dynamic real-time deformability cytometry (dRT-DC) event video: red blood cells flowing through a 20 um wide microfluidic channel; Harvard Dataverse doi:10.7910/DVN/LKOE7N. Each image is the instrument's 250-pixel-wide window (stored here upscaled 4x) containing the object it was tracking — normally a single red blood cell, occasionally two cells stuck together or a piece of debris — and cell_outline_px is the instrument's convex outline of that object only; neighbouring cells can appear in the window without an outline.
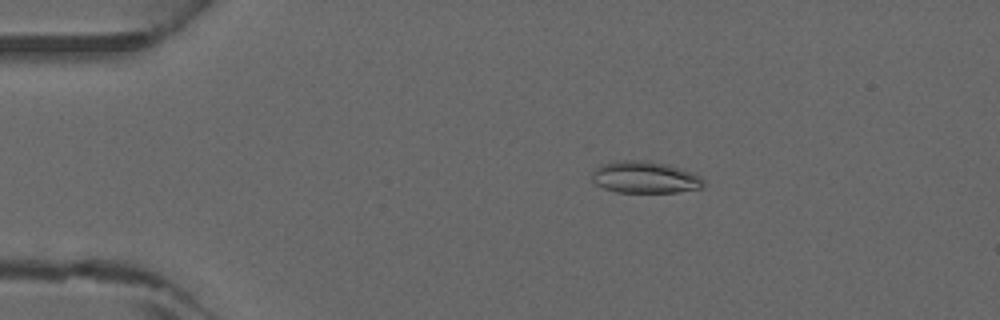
{"species": "common noctule bat (a hibernating species)", "species_latin": "Nyctalus noctula", "temperature_condition": "warm", "stored_images_in_passage": 4, "camera_frame_rate_fps": 3000, "um_per_image_px": 0.085, "animal": {"sex": "male", "forearm_length_mm": 52.5}, "frame": {"image": 1, "passage_image": 2, "time_ms": 0.333, "image_size_px": [1000, 320], "cell_outline_px": [[704, 188], [676, 192], [616, 192], [604, 188], [596, 184], [592, 180], [592, 172], [600, 164], [620, 160], [648, 160], [664, 164], [692, 172], [700, 176], [704, 180]], "centroid_in_image_um": [54.81, 15.07], "position_along_channel_um": 30.2, "area_um2": 20.75}}
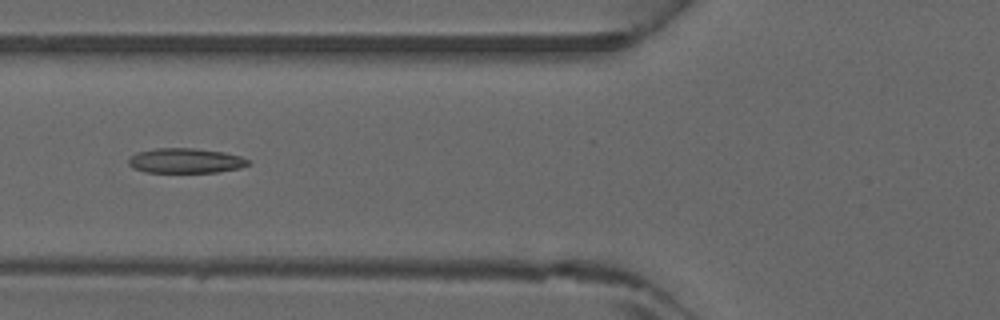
{"frame": {"image": 2, "passage_image": 4, "time_ms": 1.0, "image_size_px": [1000, 320], "cell_outline_px": [[248, 164], [240, 168], [220, 172], [148, 172], [132, 168], [128, 164], [128, 160], [136, 152], [152, 148], [192, 148], [224, 152], [240, 156], [248, 160]], "centroid_in_image_um": [15.74, 13.65], "position_along_channel_um": 110.1, "area_um2": 17.34}}